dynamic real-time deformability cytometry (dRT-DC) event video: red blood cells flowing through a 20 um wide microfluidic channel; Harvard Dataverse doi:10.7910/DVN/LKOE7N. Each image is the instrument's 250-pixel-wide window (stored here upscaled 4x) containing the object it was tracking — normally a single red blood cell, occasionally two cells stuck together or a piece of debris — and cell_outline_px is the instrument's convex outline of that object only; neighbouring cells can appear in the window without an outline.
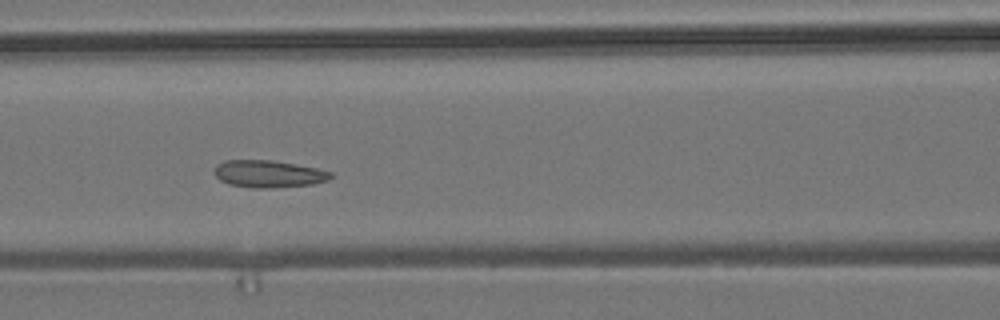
{"species": "common noctule bat (a hibernating species)", "species_latin": "Nyctalus noctula", "temperature_condition": "room temperature", "stored_images_in_passage": 7, "camera_frame_rate_fps": 3000, "um_per_image_px": 0.085, "animal": {"sex": "male", "body_mass_g": 19.2, "forearm_length_mm": 51.8}, "frame": {"image": 1, "passage_image": 6, "time_ms": 5.667, "image_size_px": [1000, 320], "cell_outline_px": [[332, 176], [328, 180], [312, 184], [272, 188], [252, 188], [228, 184], [220, 180], [212, 172], [216, 164], [224, 160], [272, 160], [316, 168], [332, 172]], "centroid_in_image_um": [22.77, 14.78], "position_along_channel_um": 143.8, "area_um2": 18.55}}
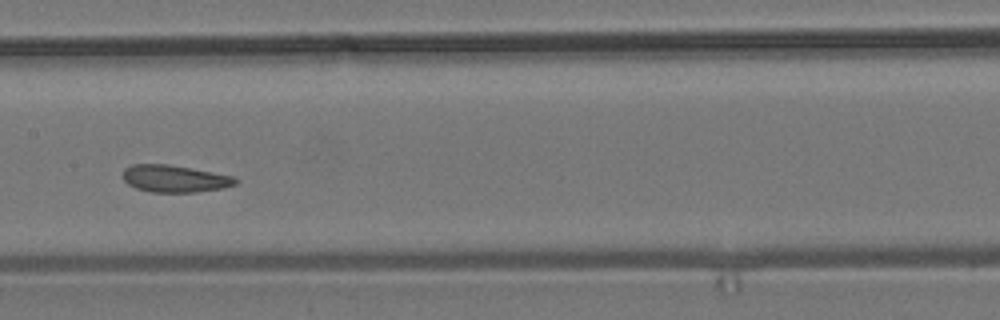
{"frame": {"image": 2, "passage_image": 7, "time_ms": 7.0, "image_size_px": [1000, 320], "cell_outline_px": [[240, 180], [236, 184], [220, 188], [196, 192], [152, 192], [136, 188], [128, 184], [124, 180], [124, 168], [132, 164], [168, 164], [212, 172], [232, 176]], "centroid_in_image_um": [14.83, 15.18], "position_along_channel_um": 192.6, "area_um2": 17.63}}